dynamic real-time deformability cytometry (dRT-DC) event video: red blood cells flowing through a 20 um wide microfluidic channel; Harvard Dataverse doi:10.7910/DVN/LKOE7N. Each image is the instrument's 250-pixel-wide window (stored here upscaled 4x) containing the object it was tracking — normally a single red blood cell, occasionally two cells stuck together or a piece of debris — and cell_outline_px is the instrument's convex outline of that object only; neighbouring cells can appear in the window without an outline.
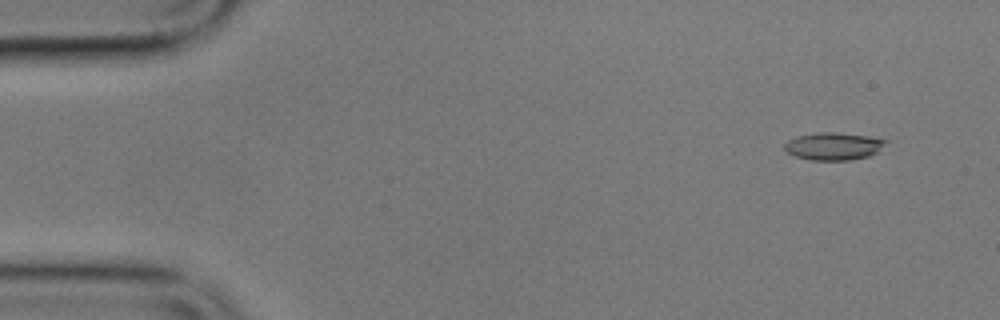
{"species": "common noctule bat (a hibernating species)", "species_latin": "Nyctalus noctula", "temperature_condition": "cold", "stored_images_in_passage": 10, "camera_frame_rate_fps": 3000, "um_per_image_px": 0.085, "animal": {"sex": "male", "body_mass_g": 17.9}, "frame": {"image": 1, "passage_image": 2, "time_ms": 1.333, "image_size_px": [1000, 320], "cell_outline_px": [[888, 140], [876, 152], [868, 156], [848, 160], [812, 160], [796, 156], [788, 152], [784, 148], [784, 144], [788, 140], [796, 136], [816, 132], [836, 132], [868, 136]], "centroid_in_image_um": [70.81, 12.41], "position_along_channel_um": 14.2, "area_um2": 16.07}}
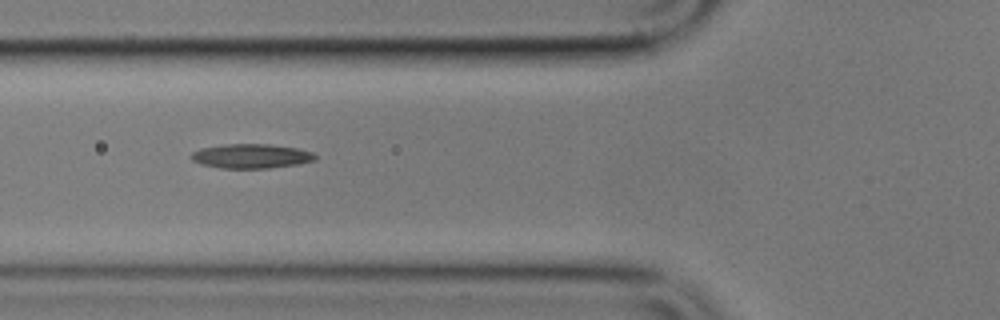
{"frame": {"image": 2, "passage_image": 7, "time_ms": 7.0, "image_size_px": [1000, 320], "cell_outline_px": [[316, 160], [300, 164], [268, 168], [220, 168], [200, 164], [192, 160], [188, 156], [192, 152], [200, 148], [224, 144], [272, 144], [296, 148], [312, 152], [316, 156]], "centroid_in_image_um": [21.32, 13.27], "position_along_channel_um": 104.5, "area_um2": 17.8}}
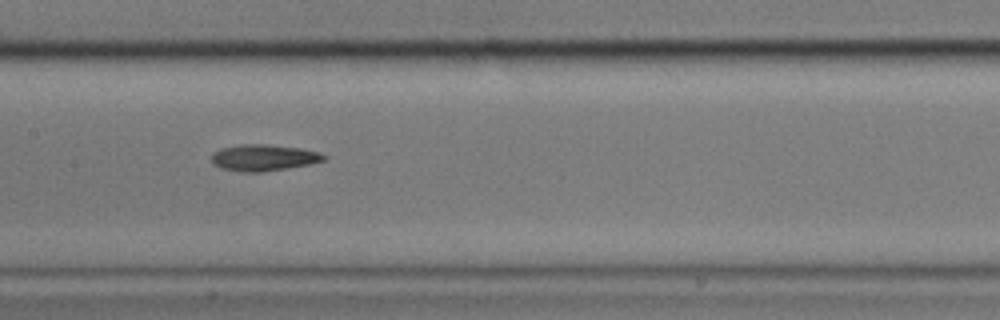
{"frame": {"image": 3, "passage_image": 9, "time_ms": 9.333, "image_size_px": [1000, 320], "cell_outline_px": [[328, 156], [324, 160], [308, 164], [264, 172], [240, 172], [220, 168], [212, 160], [212, 152], [220, 148], [240, 144], [268, 144], [300, 148], [320, 152]], "centroid_in_image_um": [22.4, 13.39], "position_along_channel_um": 185.0, "area_um2": 17.34}}